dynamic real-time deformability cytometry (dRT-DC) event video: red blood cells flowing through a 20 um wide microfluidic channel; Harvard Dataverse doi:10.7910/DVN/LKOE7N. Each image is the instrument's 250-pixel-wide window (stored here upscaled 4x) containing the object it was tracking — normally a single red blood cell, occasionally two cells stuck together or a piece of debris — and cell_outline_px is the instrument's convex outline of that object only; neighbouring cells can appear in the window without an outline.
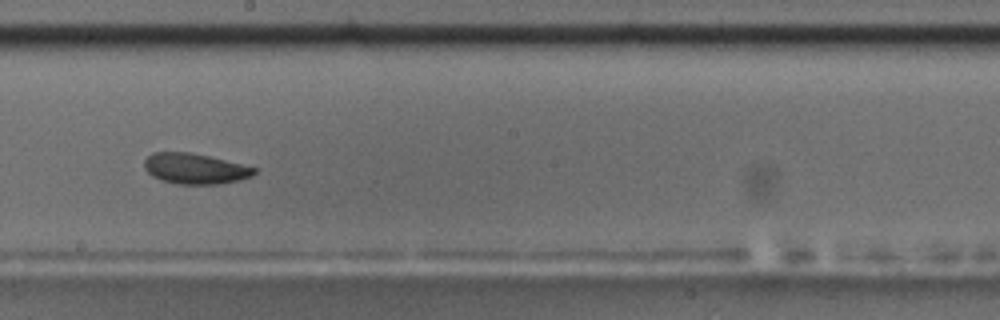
{"species": "common noctule bat (a hibernating species)", "species_latin": "Nyctalus noctula", "temperature_condition": "room temperature", "stored_images_in_passage": 56, "camera_frame_rate_fps": 3000, "um_per_image_px": 0.085, "animal": {"sex": "male", "body_mass_g": 17.5, "forearm_length_mm": 52.3}, "frame": {"image": 1, "passage_image": 32, "time_ms": 10.333, "image_size_px": [1000, 320], "cell_outline_px": [[256, 172], [252, 176], [240, 180], [220, 184], [176, 184], [160, 180], [152, 176], [144, 168], [144, 160], [152, 152], [188, 152], [208, 156], [256, 168]], "centroid_in_image_um": [16.54, 14.34], "position_along_channel_um": 231.7, "area_um2": 19.54}, "authors_computed_cell_mechanics": {"area_um2": 20.23, "velocity_mm_per_s": 3.6518, "shape_relaxation_time_tau1_ms": 2.2841, "shape_relaxation_time_tau2_ms": 3.8221, "deformation_change_tau1": 0.1017, "deformation_change_tau2": 0.0715}}